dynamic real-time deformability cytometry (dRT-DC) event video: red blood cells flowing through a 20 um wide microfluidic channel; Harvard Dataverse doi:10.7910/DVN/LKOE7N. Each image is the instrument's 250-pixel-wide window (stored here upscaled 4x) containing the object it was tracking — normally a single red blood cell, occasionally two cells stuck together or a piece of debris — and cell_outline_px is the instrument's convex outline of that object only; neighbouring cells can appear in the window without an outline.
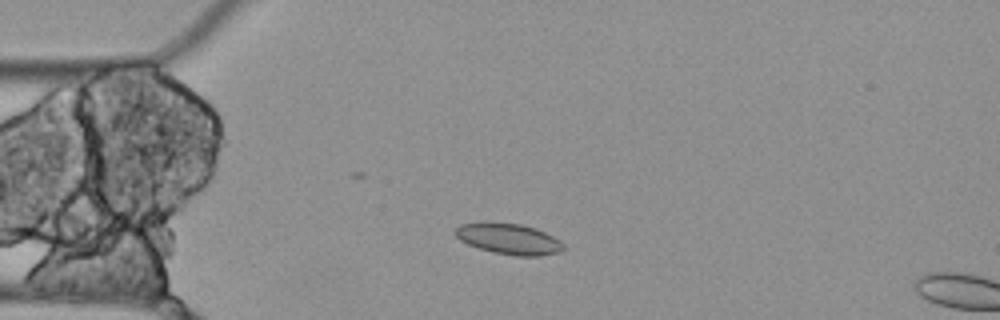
{"species": "Egyptian fruit bat (a non-hibernating species)", "species_latin": "Rousettus aegyptiacus", "temperature_condition": "cold", "stored_images_in_passage": 4, "camera_frame_rate_fps": 3000, "um_per_image_px": 0.085, "animal": {"sex": "female"}, "frame": {"image": 1, "passage_image": 3, "time_ms": 0.667, "image_size_px": [1000, 320], "cell_outline_px": [[564, 248], [560, 252], [540, 256], [516, 256], [492, 252], [468, 244], [460, 240], [452, 232], [460, 224], [520, 224], [536, 228], [560, 240], [564, 244]], "centroid_in_image_um": [43.29, 20.34], "position_along_channel_um": 41.7, "area_um2": 19.02}}